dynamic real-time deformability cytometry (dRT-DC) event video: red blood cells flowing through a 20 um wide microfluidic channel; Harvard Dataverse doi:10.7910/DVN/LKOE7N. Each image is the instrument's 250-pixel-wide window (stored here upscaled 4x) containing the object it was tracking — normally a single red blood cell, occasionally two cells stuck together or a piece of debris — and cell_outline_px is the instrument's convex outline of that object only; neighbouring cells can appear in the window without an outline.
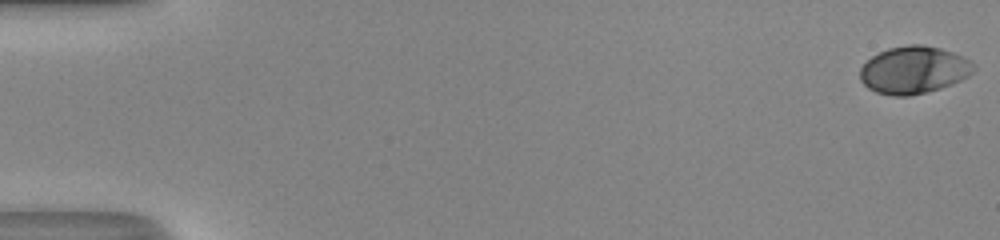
{"species": "human", "species_latin": "Homo sapiens", "temperature_condition": "room temperature", "stored_images_in_passage": 52, "camera_frame_rate_fps": 3000, "um_per_image_px": 0.085, "donor": {"sex": "male"}, "frame": {"image": 1, "passage_image": 1, "time_ms": 0.0, "image_size_px": [1000, 240], "cell_outline_px": [[976, 68], [968, 76], [960, 80], [940, 88], [908, 96], [896, 96], [876, 92], [868, 88], [860, 80], [860, 68], [872, 56], [888, 48], [908, 44], [920, 44], [940, 48], [960, 56], [968, 60]], "centroid_in_image_um": [77.63, 5.94], "position_along_channel_um": 7.4, "area_um2": 30.98}}
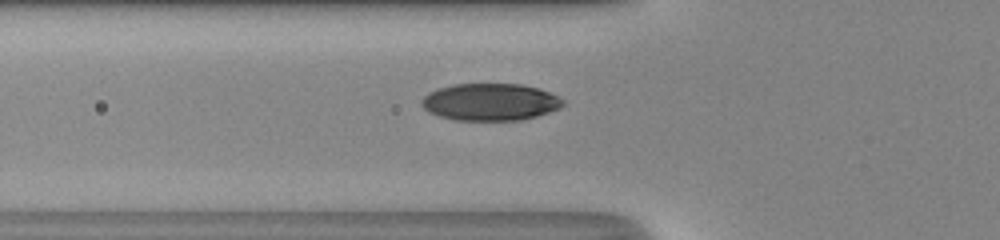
{"frame": {"image": 2, "passage_image": 20, "time_ms": 6.333, "image_size_px": [1000, 240], "cell_outline_px": [[564, 104], [560, 108], [536, 116], [520, 120], [452, 120], [428, 112], [420, 104], [420, 100], [428, 92], [436, 88], [452, 84], [520, 84], [536, 88], [548, 92], [564, 100]], "centroid_in_image_um": [41.61, 8.67], "position_along_channel_um": 84.2, "area_um2": 30.63}}
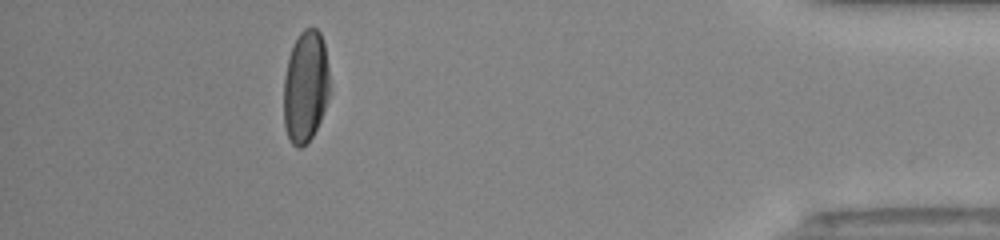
{"frame": {"image": 3, "passage_image": 47, "time_ms": 15.333, "image_size_px": [1000, 240], "cell_outline_px": [[328, 96], [320, 120], [312, 136], [300, 148], [296, 148], [292, 144], [288, 136], [284, 124], [284, 76], [288, 56], [300, 32], [304, 28], [316, 28], [320, 32], [324, 44], [328, 68]], "centroid_in_image_um": [25.95, 7.35], "position_along_channel_um": 409.3, "area_um2": 29.65}, "authors_computed_cell_mechanics": {"area_um2": 30.6918, "velocity_mm_per_s": 4.1776, "shape_relaxation_time_tau1_ms": 3.1172, "shape_relaxation_time_tau2_ms": null, "deformation_change_tau1": 0.178, "deformation_change_tau2": null}}